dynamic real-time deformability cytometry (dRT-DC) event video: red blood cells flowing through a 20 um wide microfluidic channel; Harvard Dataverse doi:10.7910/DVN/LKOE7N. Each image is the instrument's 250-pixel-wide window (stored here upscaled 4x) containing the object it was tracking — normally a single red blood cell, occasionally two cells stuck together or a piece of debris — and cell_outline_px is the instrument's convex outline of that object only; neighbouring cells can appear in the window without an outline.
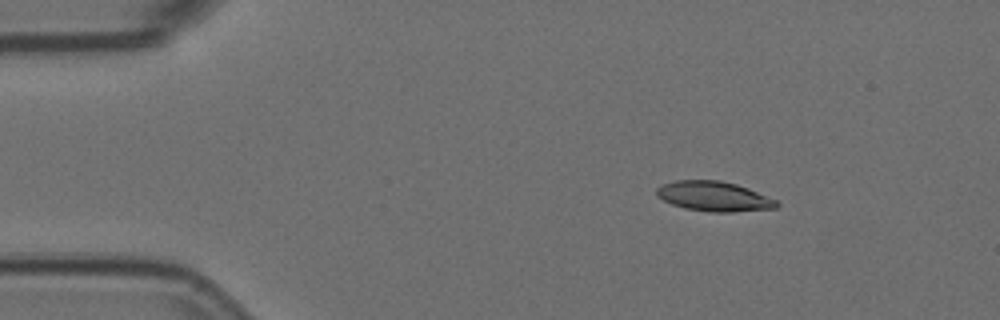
{"species": "Egyptian fruit bat (a non-hibernating species)", "species_latin": "Rousettus aegyptiacus", "temperature_condition": "room temperature", "stored_images_in_passage": 10, "camera_frame_rate_fps": 3000, "um_per_image_px": 0.085, "animal": {"sex": "female"}, "frame": {"image": 1, "passage_image": 2, "time_ms": 0.333, "image_size_px": [1000, 320], "cell_outline_px": [[780, 204], [776, 208], [732, 212], [712, 212], [684, 208], [672, 204], [656, 196], [656, 188], [664, 184], [676, 180], [720, 180], [736, 184], [748, 188], [776, 200]], "centroid_in_image_um": [60.68, 16.69], "position_along_channel_um": 24.3, "area_um2": 20.81}}
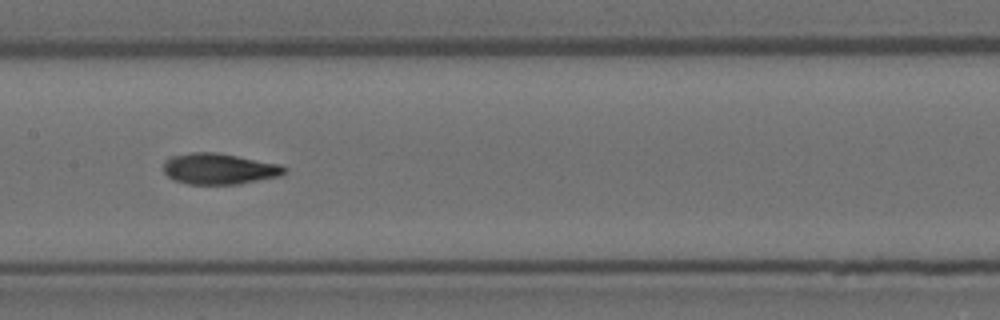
{"frame": {"image": 2, "passage_image": 7, "time_ms": 2.0, "image_size_px": [1000, 320], "cell_outline_px": [[288, 172], [280, 176], [240, 184], [188, 184], [172, 180], [164, 172], [164, 164], [172, 156], [192, 152], [220, 152], [280, 164], [288, 168]], "centroid_in_image_um": [18.68, 14.35], "position_along_channel_um": 188.7, "area_um2": 22.08}}
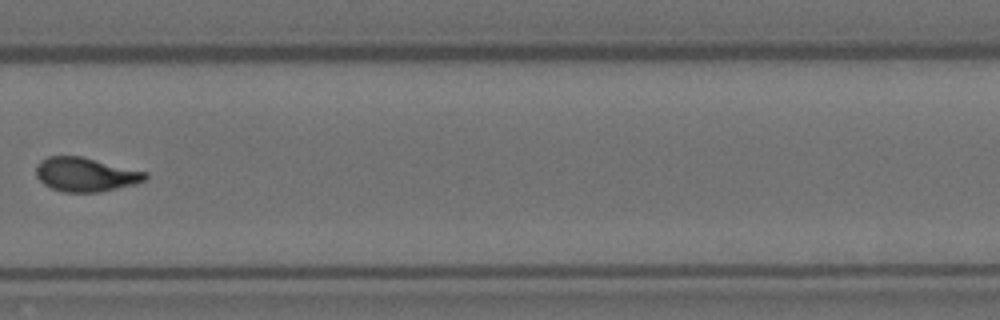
{"frame": {"image": 3, "passage_image": 10, "time_ms": 3.0, "image_size_px": [1000, 320], "cell_outline_px": [[148, 176], [144, 180], [136, 184], [100, 192], [64, 192], [52, 188], [44, 184], [36, 176], [36, 164], [40, 160], [48, 156], [80, 156], [148, 172]], "centroid_in_image_um": [7.27, 14.83], "position_along_channel_um": 322.5, "area_um2": 21.68}}